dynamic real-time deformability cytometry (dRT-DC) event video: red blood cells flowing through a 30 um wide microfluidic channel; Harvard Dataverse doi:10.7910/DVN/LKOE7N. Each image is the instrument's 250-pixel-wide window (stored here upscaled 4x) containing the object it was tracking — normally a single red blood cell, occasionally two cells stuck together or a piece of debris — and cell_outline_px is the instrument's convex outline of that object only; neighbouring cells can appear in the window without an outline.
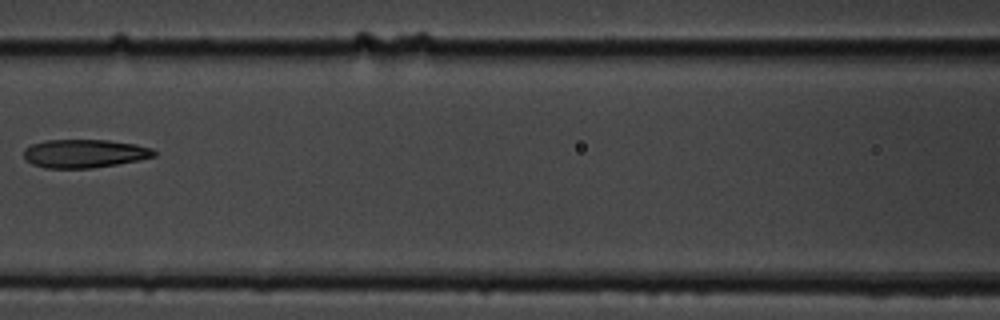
{"species": "common noctule bat (a hibernating species)", "species_latin": "Nyctalus noctula", "temperature_condition": "cold", "stored_images_in_passage": 7, "camera_frame_rate_fps": 3000, "um_per_image_px": 0.085, "animal": {"sex": "male", "body_mass_g": 19.5, "forearm_length_mm": 54.6}, "frame": {"image": 1, "passage_image": 4, "time_ms": 3.667, "image_size_px": [1000, 320], "cell_outline_px": [[156, 156], [116, 164], [92, 168], [44, 168], [32, 164], [24, 160], [24, 148], [32, 144], [44, 140], [108, 140], [136, 144], [152, 148], [156, 152]], "centroid_in_image_um": [7.14, 13.04], "position_along_channel_um": 159.5, "area_um2": 21.62}}
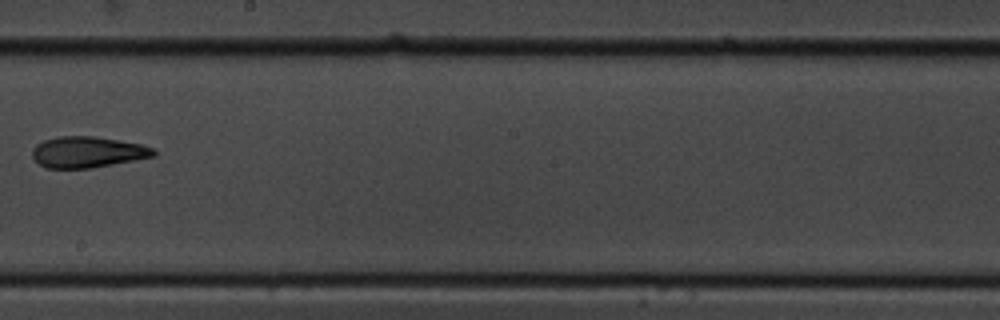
{"frame": {"image": 2, "passage_image": 6, "time_ms": 6.0, "image_size_px": [1000, 320], "cell_outline_px": [[156, 156], [92, 168], [48, 168], [40, 164], [32, 156], [32, 148], [36, 144], [44, 140], [56, 136], [92, 136], [140, 144], [156, 148]], "centroid_in_image_um": [7.45, 12.92], "position_along_channel_um": 240.8, "area_um2": 21.96}}
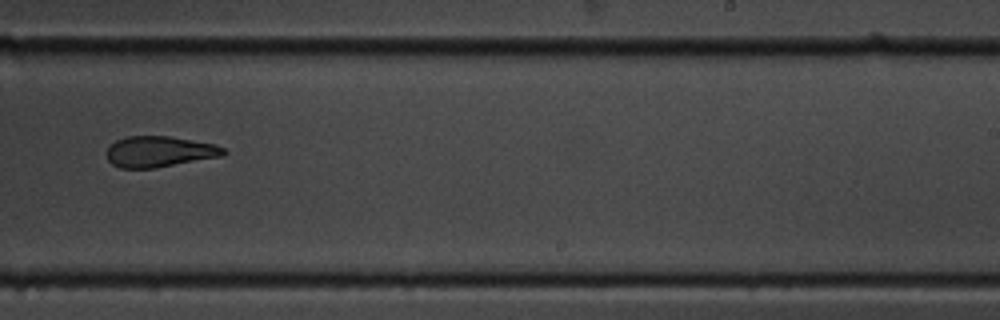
{"frame": {"image": 3, "passage_image": 7, "time_ms": 7.0, "image_size_px": [1000, 320], "cell_outline_px": [[228, 152], [224, 156], [152, 168], [120, 168], [112, 164], [108, 160], [108, 148], [116, 140], [124, 136], [168, 136], [216, 144], [224, 148]], "centroid_in_image_um": [13.58, 12.88], "position_along_channel_um": 275.4, "area_um2": 20.98}}